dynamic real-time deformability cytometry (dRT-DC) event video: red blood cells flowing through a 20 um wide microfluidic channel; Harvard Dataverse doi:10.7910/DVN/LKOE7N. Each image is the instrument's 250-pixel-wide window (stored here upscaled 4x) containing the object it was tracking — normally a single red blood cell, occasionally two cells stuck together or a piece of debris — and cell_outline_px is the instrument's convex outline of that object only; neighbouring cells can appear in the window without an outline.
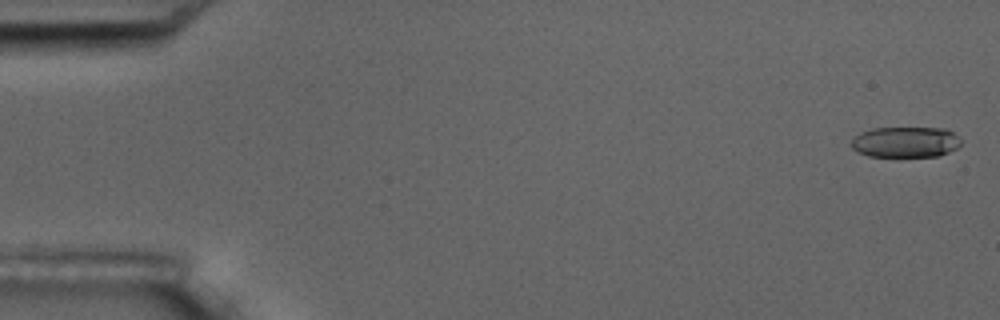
{"species": "common noctule bat (a hibernating species)", "species_latin": "Nyctalus noctula", "temperature_condition": "room temperature", "stored_images_in_passage": 10, "camera_frame_rate_fps": 3000, "um_per_image_px": 0.085, "animal": {"sex": "male", "body_mass_g": 17.5, "forearm_length_mm": 52.3}, "frame": {"image": 1, "passage_image": 1, "time_ms": 0.0, "image_size_px": [1000, 320], "cell_outline_px": [[964, 140], [956, 148], [940, 156], [868, 156], [852, 148], [848, 144], [860, 132], [872, 128], [944, 128], [952, 132]], "centroid_in_image_um": [76.98, 12.07], "position_along_channel_um": 8.0, "area_um2": 19.71}}
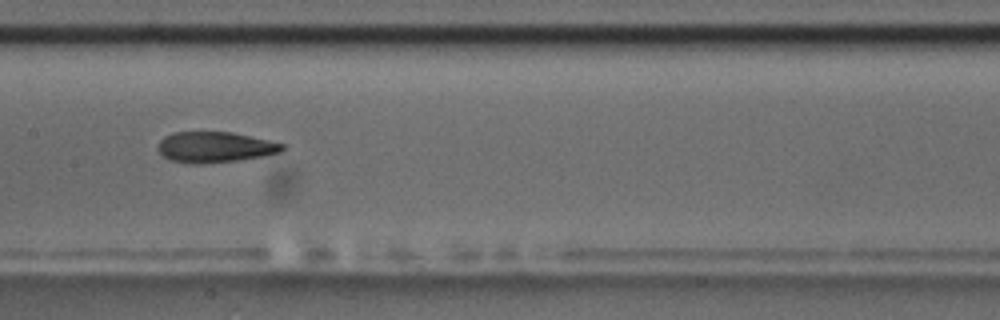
{"frame": {"image": 2, "passage_image": 9, "time_ms": 9.0, "image_size_px": [1000, 320], "cell_outline_px": [[288, 148], [280, 152], [264, 156], [236, 160], [204, 164], [192, 164], [172, 160], [164, 156], [156, 148], [160, 140], [164, 136], [172, 132], [232, 132], [268, 140], [284, 144]], "centroid_in_image_um": [18.27, 12.5], "position_along_channel_um": 189.1, "area_um2": 22.31}}
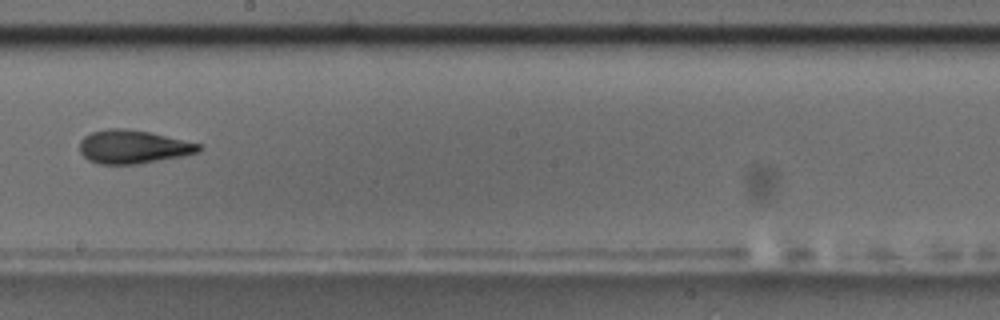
{"frame": {"image": 3, "passage_image": 10, "time_ms": 10.333, "image_size_px": [1000, 320], "cell_outline_px": [[200, 152], [184, 156], [136, 164], [100, 164], [88, 160], [80, 152], [80, 140], [84, 136], [92, 132], [108, 128], [124, 128], [148, 132], [200, 144]], "centroid_in_image_um": [11.28, 12.48], "position_along_channel_um": 236.9, "area_um2": 23.06}}